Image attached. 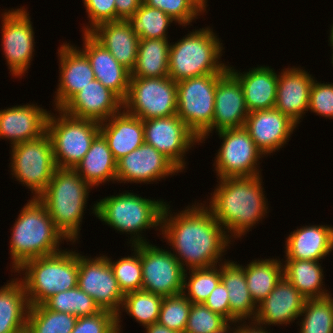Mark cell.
<instances>
[{
    "label": "cell",
    "mask_w": 333,
    "mask_h": 333,
    "mask_svg": "<svg viewBox=\"0 0 333 333\" xmlns=\"http://www.w3.org/2000/svg\"><path fill=\"white\" fill-rule=\"evenodd\" d=\"M27 7L3 9L1 49L10 75L22 78L31 67L35 52V32Z\"/></svg>",
    "instance_id": "12"
},
{
    "label": "cell",
    "mask_w": 333,
    "mask_h": 333,
    "mask_svg": "<svg viewBox=\"0 0 333 333\" xmlns=\"http://www.w3.org/2000/svg\"><path fill=\"white\" fill-rule=\"evenodd\" d=\"M163 298V296L145 290L125 294L122 306L117 314V330L123 333L121 328L122 312H125L143 327L157 323Z\"/></svg>",
    "instance_id": "36"
},
{
    "label": "cell",
    "mask_w": 333,
    "mask_h": 333,
    "mask_svg": "<svg viewBox=\"0 0 333 333\" xmlns=\"http://www.w3.org/2000/svg\"><path fill=\"white\" fill-rule=\"evenodd\" d=\"M221 282V264L209 268L185 270L182 294L191 302L204 304Z\"/></svg>",
    "instance_id": "40"
},
{
    "label": "cell",
    "mask_w": 333,
    "mask_h": 333,
    "mask_svg": "<svg viewBox=\"0 0 333 333\" xmlns=\"http://www.w3.org/2000/svg\"><path fill=\"white\" fill-rule=\"evenodd\" d=\"M91 189L74 169L57 168L47 188L37 197L71 245L80 240L82 219Z\"/></svg>",
    "instance_id": "5"
},
{
    "label": "cell",
    "mask_w": 333,
    "mask_h": 333,
    "mask_svg": "<svg viewBox=\"0 0 333 333\" xmlns=\"http://www.w3.org/2000/svg\"><path fill=\"white\" fill-rule=\"evenodd\" d=\"M145 328V333H180L175 330L169 329L166 326L160 325L158 322L148 325Z\"/></svg>",
    "instance_id": "52"
},
{
    "label": "cell",
    "mask_w": 333,
    "mask_h": 333,
    "mask_svg": "<svg viewBox=\"0 0 333 333\" xmlns=\"http://www.w3.org/2000/svg\"><path fill=\"white\" fill-rule=\"evenodd\" d=\"M216 134L222 140L213 160V171H216L218 179L262 175L260 160L265 156L245 127L222 130Z\"/></svg>",
    "instance_id": "13"
},
{
    "label": "cell",
    "mask_w": 333,
    "mask_h": 333,
    "mask_svg": "<svg viewBox=\"0 0 333 333\" xmlns=\"http://www.w3.org/2000/svg\"><path fill=\"white\" fill-rule=\"evenodd\" d=\"M83 7L89 22L83 26V32H90L98 24L116 21L115 0H83Z\"/></svg>",
    "instance_id": "48"
},
{
    "label": "cell",
    "mask_w": 333,
    "mask_h": 333,
    "mask_svg": "<svg viewBox=\"0 0 333 333\" xmlns=\"http://www.w3.org/2000/svg\"><path fill=\"white\" fill-rule=\"evenodd\" d=\"M330 50H332V56H331V64H332V67H333V49H330Z\"/></svg>",
    "instance_id": "56"
},
{
    "label": "cell",
    "mask_w": 333,
    "mask_h": 333,
    "mask_svg": "<svg viewBox=\"0 0 333 333\" xmlns=\"http://www.w3.org/2000/svg\"><path fill=\"white\" fill-rule=\"evenodd\" d=\"M228 63V70L242 85L245 104L250 112L273 109L276 103L278 72L267 65H258L245 72ZM232 66V67H231Z\"/></svg>",
    "instance_id": "27"
},
{
    "label": "cell",
    "mask_w": 333,
    "mask_h": 333,
    "mask_svg": "<svg viewBox=\"0 0 333 333\" xmlns=\"http://www.w3.org/2000/svg\"><path fill=\"white\" fill-rule=\"evenodd\" d=\"M18 333H29V331L25 328V329L19 331Z\"/></svg>",
    "instance_id": "55"
},
{
    "label": "cell",
    "mask_w": 333,
    "mask_h": 333,
    "mask_svg": "<svg viewBox=\"0 0 333 333\" xmlns=\"http://www.w3.org/2000/svg\"><path fill=\"white\" fill-rule=\"evenodd\" d=\"M143 0H115L116 21H127L139 9Z\"/></svg>",
    "instance_id": "50"
},
{
    "label": "cell",
    "mask_w": 333,
    "mask_h": 333,
    "mask_svg": "<svg viewBox=\"0 0 333 333\" xmlns=\"http://www.w3.org/2000/svg\"><path fill=\"white\" fill-rule=\"evenodd\" d=\"M308 111L325 119H333V83L319 82L314 78Z\"/></svg>",
    "instance_id": "47"
},
{
    "label": "cell",
    "mask_w": 333,
    "mask_h": 333,
    "mask_svg": "<svg viewBox=\"0 0 333 333\" xmlns=\"http://www.w3.org/2000/svg\"><path fill=\"white\" fill-rule=\"evenodd\" d=\"M49 113L46 133L50 137L57 168L74 169L100 133V123L65 114L61 109ZM58 115H57V113Z\"/></svg>",
    "instance_id": "8"
},
{
    "label": "cell",
    "mask_w": 333,
    "mask_h": 333,
    "mask_svg": "<svg viewBox=\"0 0 333 333\" xmlns=\"http://www.w3.org/2000/svg\"><path fill=\"white\" fill-rule=\"evenodd\" d=\"M74 250V251H73ZM64 250L30 259L14 273L20 275L30 306L43 304L52 295L78 286V251ZM22 274V275H21Z\"/></svg>",
    "instance_id": "7"
},
{
    "label": "cell",
    "mask_w": 333,
    "mask_h": 333,
    "mask_svg": "<svg viewBox=\"0 0 333 333\" xmlns=\"http://www.w3.org/2000/svg\"><path fill=\"white\" fill-rule=\"evenodd\" d=\"M166 202L163 198L149 199L126 190L99 199L90 209L104 225L117 230L118 234L130 235V240L127 239L129 247V244L149 243L143 234L146 229L154 228L160 232L161 215Z\"/></svg>",
    "instance_id": "3"
},
{
    "label": "cell",
    "mask_w": 333,
    "mask_h": 333,
    "mask_svg": "<svg viewBox=\"0 0 333 333\" xmlns=\"http://www.w3.org/2000/svg\"><path fill=\"white\" fill-rule=\"evenodd\" d=\"M221 282L228 290L230 322L254 320L258 305L248 290L244 265L230 259L221 263Z\"/></svg>",
    "instance_id": "30"
},
{
    "label": "cell",
    "mask_w": 333,
    "mask_h": 333,
    "mask_svg": "<svg viewBox=\"0 0 333 333\" xmlns=\"http://www.w3.org/2000/svg\"><path fill=\"white\" fill-rule=\"evenodd\" d=\"M331 250H332V253H333V237H332V249Z\"/></svg>",
    "instance_id": "57"
},
{
    "label": "cell",
    "mask_w": 333,
    "mask_h": 333,
    "mask_svg": "<svg viewBox=\"0 0 333 333\" xmlns=\"http://www.w3.org/2000/svg\"><path fill=\"white\" fill-rule=\"evenodd\" d=\"M94 258L78 253V287L91 296L101 310L116 315L123 303L122 293L108 258L103 255Z\"/></svg>",
    "instance_id": "16"
},
{
    "label": "cell",
    "mask_w": 333,
    "mask_h": 333,
    "mask_svg": "<svg viewBox=\"0 0 333 333\" xmlns=\"http://www.w3.org/2000/svg\"><path fill=\"white\" fill-rule=\"evenodd\" d=\"M204 305L211 311L225 317L230 322V304L228 290L222 282L210 293Z\"/></svg>",
    "instance_id": "49"
},
{
    "label": "cell",
    "mask_w": 333,
    "mask_h": 333,
    "mask_svg": "<svg viewBox=\"0 0 333 333\" xmlns=\"http://www.w3.org/2000/svg\"><path fill=\"white\" fill-rule=\"evenodd\" d=\"M262 179V175L217 178L211 197L203 201L233 242L246 236L270 212Z\"/></svg>",
    "instance_id": "2"
},
{
    "label": "cell",
    "mask_w": 333,
    "mask_h": 333,
    "mask_svg": "<svg viewBox=\"0 0 333 333\" xmlns=\"http://www.w3.org/2000/svg\"><path fill=\"white\" fill-rule=\"evenodd\" d=\"M306 298L283 276L271 293L258 304L255 322L267 328L287 326L298 320Z\"/></svg>",
    "instance_id": "23"
},
{
    "label": "cell",
    "mask_w": 333,
    "mask_h": 333,
    "mask_svg": "<svg viewBox=\"0 0 333 333\" xmlns=\"http://www.w3.org/2000/svg\"><path fill=\"white\" fill-rule=\"evenodd\" d=\"M30 198L19 211L10 232L12 273L30 259L62 251L64 240L67 245L69 242L56 228L45 206L37 198Z\"/></svg>",
    "instance_id": "4"
},
{
    "label": "cell",
    "mask_w": 333,
    "mask_h": 333,
    "mask_svg": "<svg viewBox=\"0 0 333 333\" xmlns=\"http://www.w3.org/2000/svg\"><path fill=\"white\" fill-rule=\"evenodd\" d=\"M77 317L48 309L44 304L30 306L26 329L29 333H71Z\"/></svg>",
    "instance_id": "38"
},
{
    "label": "cell",
    "mask_w": 333,
    "mask_h": 333,
    "mask_svg": "<svg viewBox=\"0 0 333 333\" xmlns=\"http://www.w3.org/2000/svg\"><path fill=\"white\" fill-rule=\"evenodd\" d=\"M190 205L177 213L165 203L159 233L162 241L165 239L185 270L225 262L227 259L223 256L233 241L204 203L194 201Z\"/></svg>",
    "instance_id": "1"
},
{
    "label": "cell",
    "mask_w": 333,
    "mask_h": 333,
    "mask_svg": "<svg viewBox=\"0 0 333 333\" xmlns=\"http://www.w3.org/2000/svg\"><path fill=\"white\" fill-rule=\"evenodd\" d=\"M210 26L193 29L175 43L170 44L168 76L179 82L184 79L225 74L228 64L223 63L222 39Z\"/></svg>",
    "instance_id": "6"
},
{
    "label": "cell",
    "mask_w": 333,
    "mask_h": 333,
    "mask_svg": "<svg viewBox=\"0 0 333 333\" xmlns=\"http://www.w3.org/2000/svg\"><path fill=\"white\" fill-rule=\"evenodd\" d=\"M170 44L169 39H140L136 63L130 77H167Z\"/></svg>",
    "instance_id": "34"
},
{
    "label": "cell",
    "mask_w": 333,
    "mask_h": 333,
    "mask_svg": "<svg viewBox=\"0 0 333 333\" xmlns=\"http://www.w3.org/2000/svg\"><path fill=\"white\" fill-rule=\"evenodd\" d=\"M143 2L162 10L183 28L193 26L192 22H196L199 16L203 17L208 12V0H143Z\"/></svg>",
    "instance_id": "43"
},
{
    "label": "cell",
    "mask_w": 333,
    "mask_h": 333,
    "mask_svg": "<svg viewBox=\"0 0 333 333\" xmlns=\"http://www.w3.org/2000/svg\"><path fill=\"white\" fill-rule=\"evenodd\" d=\"M61 110L71 117L101 123L123 110V100L94 79L76 93Z\"/></svg>",
    "instance_id": "22"
},
{
    "label": "cell",
    "mask_w": 333,
    "mask_h": 333,
    "mask_svg": "<svg viewBox=\"0 0 333 333\" xmlns=\"http://www.w3.org/2000/svg\"><path fill=\"white\" fill-rule=\"evenodd\" d=\"M244 127L248 130L256 147L265 157H268L288 144L298 124L289 116L273 108L250 112Z\"/></svg>",
    "instance_id": "19"
},
{
    "label": "cell",
    "mask_w": 333,
    "mask_h": 333,
    "mask_svg": "<svg viewBox=\"0 0 333 333\" xmlns=\"http://www.w3.org/2000/svg\"><path fill=\"white\" fill-rule=\"evenodd\" d=\"M246 265V266H245ZM244 265L247 287L258 305L274 289L283 277V263L277 258L254 259Z\"/></svg>",
    "instance_id": "35"
},
{
    "label": "cell",
    "mask_w": 333,
    "mask_h": 333,
    "mask_svg": "<svg viewBox=\"0 0 333 333\" xmlns=\"http://www.w3.org/2000/svg\"><path fill=\"white\" fill-rule=\"evenodd\" d=\"M48 309L74 316H93L101 311L94 299L78 286L52 295L43 303Z\"/></svg>",
    "instance_id": "42"
},
{
    "label": "cell",
    "mask_w": 333,
    "mask_h": 333,
    "mask_svg": "<svg viewBox=\"0 0 333 333\" xmlns=\"http://www.w3.org/2000/svg\"><path fill=\"white\" fill-rule=\"evenodd\" d=\"M181 172L163 153L144 142L117 161L116 182L157 184L161 179L173 177Z\"/></svg>",
    "instance_id": "17"
},
{
    "label": "cell",
    "mask_w": 333,
    "mask_h": 333,
    "mask_svg": "<svg viewBox=\"0 0 333 333\" xmlns=\"http://www.w3.org/2000/svg\"><path fill=\"white\" fill-rule=\"evenodd\" d=\"M192 303L181 293L164 297L158 323L180 333L185 332Z\"/></svg>",
    "instance_id": "44"
},
{
    "label": "cell",
    "mask_w": 333,
    "mask_h": 333,
    "mask_svg": "<svg viewBox=\"0 0 333 333\" xmlns=\"http://www.w3.org/2000/svg\"><path fill=\"white\" fill-rule=\"evenodd\" d=\"M117 315L108 310H101L93 316L78 317L71 333H115Z\"/></svg>",
    "instance_id": "46"
},
{
    "label": "cell",
    "mask_w": 333,
    "mask_h": 333,
    "mask_svg": "<svg viewBox=\"0 0 333 333\" xmlns=\"http://www.w3.org/2000/svg\"><path fill=\"white\" fill-rule=\"evenodd\" d=\"M142 290L163 297L183 292L185 269L170 250L141 243Z\"/></svg>",
    "instance_id": "15"
},
{
    "label": "cell",
    "mask_w": 333,
    "mask_h": 333,
    "mask_svg": "<svg viewBox=\"0 0 333 333\" xmlns=\"http://www.w3.org/2000/svg\"><path fill=\"white\" fill-rule=\"evenodd\" d=\"M10 173L12 179L26 186L32 198H37L48 186L57 169L50 137L21 142L10 147Z\"/></svg>",
    "instance_id": "10"
},
{
    "label": "cell",
    "mask_w": 333,
    "mask_h": 333,
    "mask_svg": "<svg viewBox=\"0 0 333 333\" xmlns=\"http://www.w3.org/2000/svg\"><path fill=\"white\" fill-rule=\"evenodd\" d=\"M249 324V325H248ZM266 326L260 325L254 320L236 321L235 333H271Z\"/></svg>",
    "instance_id": "51"
},
{
    "label": "cell",
    "mask_w": 333,
    "mask_h": 333,
    "mask_svg": "<svg viewBox=\"0 0 333 333\" xmlns=\"http://www.w3.org/2000/svg\"><path fill=\"white\" fill-rule=\"evenodd\" d=\"M282 263L283 276L306 299H320L333 295L325 288L324 267L319 261L284 260L282 258Z\"/></svg>",
    "instance_id": "33"
},
{
    "label": "cell",
    "mask_w": 333,
    "mask_h": 333,
    "mask_svg": "<svg viewBox=\"0 0 333 333\" xmlns=\"http://www.w3.org/2000/svg\"><path fill=\"white\" fill-rule=\"evenodd\" d=\"M230 322L204 304L192 303L184 333H216Z\"/></svg>",
    "instance_id": "45"
},
{
    "label": "cell",
    "mask_w": 333,
    "mask_h": 333,
    "mask_svg": "<svg viewBox=\"0 0 333 333\" xmlns=\"http://www.w3.org/2000/svg\"><path fill=\"white\" fill-rule=\"evenodd\" d=\"M100 134L118 161L144 143L143 120L122 110L100 123Z\"/></svg>",
    "instance_id": "28"
},
{
    "label": "cell",
    "mask_w": 333,
    "mask_h": 333,
    "mask_svg": "<svg viewBox=\"0 0 333 333\" xmlns=\"http://www.w3.org/2000/svg\"><path fill=\"white\" fill-rule=\"evenodd\" d=\"M37 104L11 105L1 109L0 139L8 140L12 147L44 135L50 111Z\"/></svg>",
    "instance_id": "20"
},
{
    "label": "cell",
    "mask_w": 333,
    "mask_h": 333,
    "mask_svg": "<svg viewBox=\"0 0 333 333\" xmlns=\"http://www.w3.org/2000/svg\"><path fill=\"white\" fill-rule=\"evenodd\" d=\"M127 22L140 39H168V28L172 23L177 24L162 10L150 7L144 2Z\"/></svg>",
    "instance_id": "37"
},
{
    "label": "cell",
    "mask_w": 333,
    "mask_h": 333,
    "mask_svg": "<svg viewBox=\"0 0 333 333\" xmlns=\"http://www.w3.org/2000/svg\"><path fill=\"white\" fill-rule=\"evenodd\" d=\"M111 55L130 72L133 70L140 38L124 20L98 24L89 32Z\"/></svg>",
    "instance_id": "29"
},
{
    "label": "cell",
    "mask_w": 333,
    "mask_h": 333,
    "mask_svg": "<svg viewBox=\"0 0 333 333\" xmlns=\"http://www.w3.org/2000/svg\"><path fill=\"white\" fill-rule=\"evenodd\" d=\"M144 142L169 158L182 172L191 148L201 142L199 137L177 115L143 120ZM190 149V150H189ZM186 157V159H185Z\"/></svg>",
    "instance_id": "14"
},
{
    "label": "cell",
    "mask_w": 333,
    "mask_h": 333,
    "mask_svg": "<svg viewBox=\"0 0 333 333\" xmlns=\"http://www.w3.org/2000/svg\"><path fill=\"white\" fill-rule=\"evenodd\" d=\"M297 229V230H296ZM285 238V260L321 261L332 252V225H306L296 228Z\"/></svg>",
    "instance_id": "26"
},
{
    "label": "cell",
    "mask_w": 333,
    "mask_h": 333,
    "mask_svg": "<svg viewBox=\"0 0 333 333\" xmlns=\"http://www.w3.org/2000/svg\"><path fill=\"white\" fill-rule=\"evenodd\" d=\"M223 75H201L177 82V115L201 143L212 136L215 88Z\"/></svg>",
    "instance_id": "9"
},
{
    "label": "cell",
    "mask_w": 333,
    "mask_h": 333,
    "mask_svg": "<svg viewBox=\"0 0 333 333\" xmlns=\"http://www.w3.org/2000/svg\"><path fill=\"white\" fill-rule=\"evenodd\" d=\"M332 25H330V30H329V40H328V42H329V44L328 45H330V47H331V49H333V22L331 23Z\"/></svg>",
    "instance_id": "54"
},
{
    "label": "cell",
    "mask_w": 333,
    "mask_h": 333,
    "mask_svg": "<svg viewBox=\"0 0 333 333\" xmlns=\"http://www.w3.org/2000/svg\"><path fill=\"white\" fill-rule=\"evenodd\" d=\"M303 67H287L278 73L275 109L300 124L308 113L314 76ZM307 111V112H306ZM302 121H301V120Z\"/></svg>",
    "instance_id": "21"
},
{
    "label": "cell",
    "mask_w": 333,
    "mask_h": 333,
    "mask_svg": "<svg viewBox=\"0 0 333 333\" xmlns=\"http://www.w3.org/2000/svg\"><path fill=\"white\" fill-rule=\"evenodd\" d=\"M297 324L300 326L299 333H333L332 295L320 299H306Z\"/></svg>",
    "instance_id": "39"
},
{
    "label": "cell",
    "mask_w": 333,
    "mask_h": 333,
    "mask_svg": "<svg viewBox=\"0 0 333 333\" xmlns=\"http://www.w3.org/2000/svg\"><path fill=\"white\" fill-rule=\"evenodd\" d=\"M236 322H230L226 327L216 333H235Z\"/></svg>",
    "instance_id": "53"
},
{
    "label": "cell",
    "mask_w": 333,
    "mask_h": 333,
    "mask_svg": "<svg viewBox=\"0 0 333 333\" xmlns=\"http://www.w3.org/2000/svg\"><path fill=\"white\" fill-rule=\"evenodd\" d=\"M123 110L142 120L177 114V82L169 76L130 77Z\"/></svg>",
    "instance_id": "11"
},
{
    "label": "cell",
    "mask_w": 333,
    "mask_h": 333,
    "mask_svg": "<svg viewBox=\"0 0 333 333\" xmlns=\"http://www.w3.org/2000/svg\"><path fill=\"white\" fill-rule=\"evenodd\" d=\"M79 48L67 41L58 47L59 80L52 103L55 109H61L95 79L87 56Z\"/></svg>",
    "instance_id": "18"
},
{
    "label": "cell",
    "mask_w": 333,
    "mask_h": 333,
    "mask_svg": "<svg viewBox=\"0 0 333 333\" xmlns=\"http://www.w3.org/2000/svg\"><path fill=\"white\" fill-rule=\"evenodd\" d=\"M129 246H131V256H121L119 260L113 261L112 257L105 255L124 295L142 290L141 243Z\"/></svg>",
    "instance_id": "41"
},
{
    "label": "cell",
    "mask_w": 333,
    "mask_h": 333,
    "mask_svg": "<svg viewBox=\"0 0 333 333\" xmlns=\"http://www.w3.org/2000/svg\"><path fill=\"white\" fill-rule=\"evenodd\" d=\"M74 170L92 188L97 189L107 182L116 183L117 161L100 133L91 142L89 151Z\"/></svg>",
    "instance_id": "31"
},
{
    "label": "cell",
    "mask_w": 333,
    "mask_h": 333,
    "mask_svg": "<svg viewBox=\"0 0 333 333\" xmlns=\"http://www.w3.org/2000/svg\"><path fill=\"white\" fill-rule=\"evenodd\" d=\"M212 133L245 126L249 111L241 83L228 70L215 88Z\"/></svg>",
    "instance_id": "24"
},
{
    "label": "cell",
    "mask_w": 333,
    "mask_h": 333,
    "mask_svg": "<svg viewBox=\"0 0 333 333\" xmlns=\"http://www.w3.org/2000/svg\"><path fill=\"white\" fill-rule=\"evenodd\" d=\"M82 33L83 44L80 50L87 56L95 79L124 100L130 84V71L121 65L89 32Z\"/></svg>",
    "instance_id": "25"
},
{
    "label": "cell",
    "mask_w": 333,
    "mask_h": 333,
    "mask_svg": "<svg viewBox=\"0 0 333 333\" xmlns=\"http://www.w3.org/2000/svg\"><path fill=\"white\" fill-rule=\"evenodd\" d=\"M17 277L0 287V333H18L26 328L30 305L24 285Z\"/></svg>",
    "instance_id": "32"
}]
</instances>
